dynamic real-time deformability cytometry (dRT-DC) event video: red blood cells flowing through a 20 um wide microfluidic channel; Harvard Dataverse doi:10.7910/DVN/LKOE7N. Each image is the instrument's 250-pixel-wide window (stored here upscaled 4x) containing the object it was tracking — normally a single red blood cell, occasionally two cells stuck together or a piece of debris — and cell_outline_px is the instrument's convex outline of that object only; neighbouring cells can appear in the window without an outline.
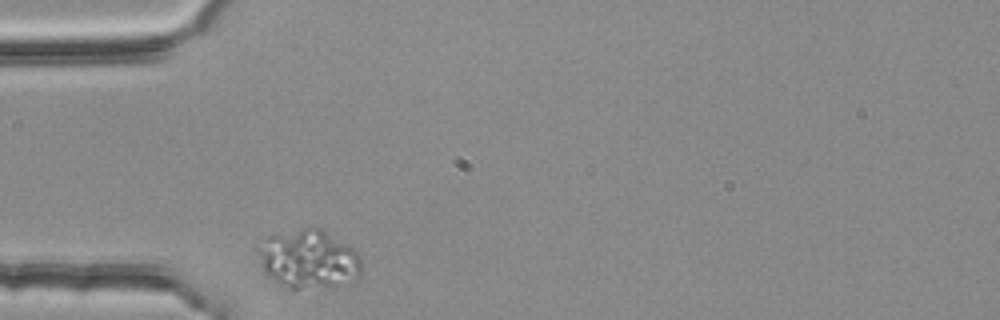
{"species": "common noctule bat (a hibernating species)", "species_latin": "Nyctalus noctula", "temperature_condition": "room temperature", "stored_images_in_passage": 31, "camera_frame_rate_fps": 3000, "um_per_image_px": 0.085, "animal": {"sex": "female", "body_mass_g": 25.1}, "frame": {"image": 1, "passage_image": 1, "time_ms": 0.0, "image_size_px": [1000, 320], "cell_outline_px": [[360, 276], [348, 288], [292, 288], [280, 284], [264, 272], [260, 264], [256, 248], [256, 244], [268, 236], [300, 228], [320, 228], [352, 248], [360, 256]], "centroid_in_image_um": [26.24, 22.07], "position_along_channel_um": 58.8, "area_um2": 36.07}}
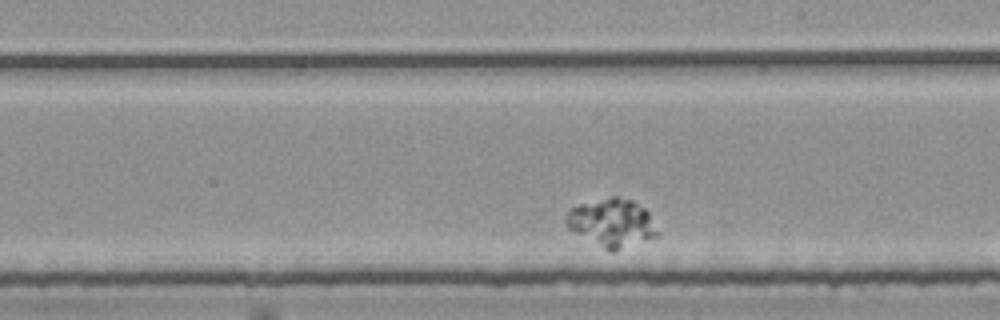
{"frame": {"image": 2, "passage_image": 18, "time_ms": 5.667, "image_size_px": [1000, 320], "cell_outline_px": [[660, 232], [656, 236], [612, 252], [608, 252], [568, 228], [564, 220], [564, 216], [572, 208], [580, 204], [612, 196], [616, 196], [632, 200], [644, 208], [648, 212]], "centroid_in_image_um": [52.0, 18.94], "position_along_channel_um": 237.0, "area_um2": 25.49}}
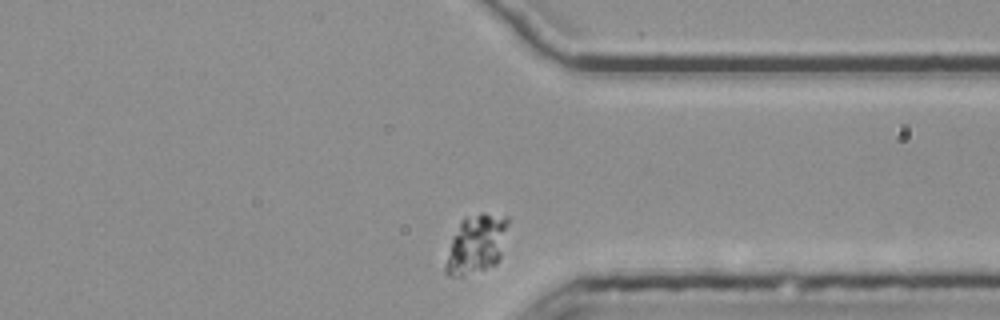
{"frame": {"image": 3, "passage_image": 30, "time_ms": 9.667, "image_size_px": [1000, 320], "cell_outline_px": [[508, 224], [500, 256], [496, 264], [464, 276], [448, 276], [444, 272], [444, 268], [452, 236], [460, 224], [464, 220], [480, 212], [484, 212], [508, 216]], "centroid_in_image_um": [40.48, 20.75], "position_along_channel_um": 370.9, "area_um2": 21.15}}